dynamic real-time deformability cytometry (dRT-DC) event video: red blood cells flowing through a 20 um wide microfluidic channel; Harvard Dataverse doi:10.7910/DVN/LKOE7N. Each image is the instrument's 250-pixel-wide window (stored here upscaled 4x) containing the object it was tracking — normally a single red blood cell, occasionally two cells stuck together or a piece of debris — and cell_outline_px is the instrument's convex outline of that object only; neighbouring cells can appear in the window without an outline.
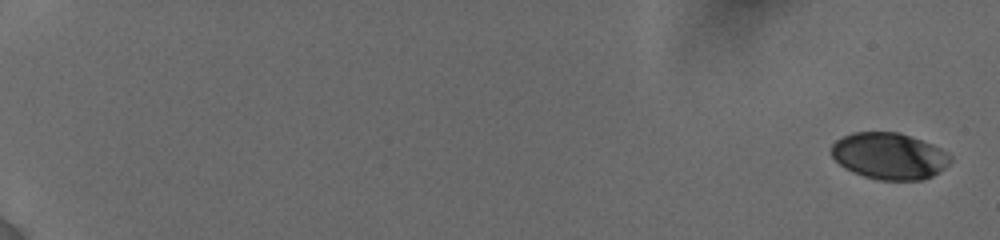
{"species": "human", "species_latin": "Homo sapiens", "temperature_condition": "cold", "stored_images_in_passage": 34, "camera_frame_rate_fps": 3000, "um_per_image_px": 0.085, "donor": {"sex": "female"}, "frame": {"image": 1, "passage_image": 1, "time_ms": 0.0, "image_size_px": [1000, 240], "cell_outline_px": [[952, 160], [944, 168], [932, 176], [924, 180], [880, 180], [864, 176], [852, 172], [844, 168], [832, 156], [832, 144], [836, 140], [852, 132], [900, 132], [932, 144], [940, 148], [952, 156]], "centroid_in_image_um": [75.6, 13.26], "position_along_channel_um": 9.4, "area_um2": 32.31}}
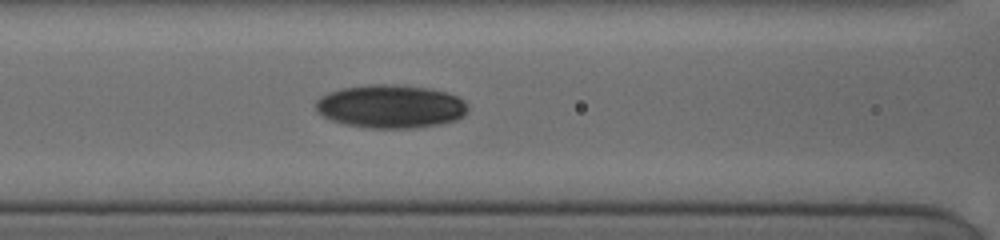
{"frame": {"image": 2, "passage_image": 25, "time_ms": 9.0, "image_size_px": [1000, 240], "cell_outline_px": [[468, 108], [464, 116], [456, 120], [440, 124], [416, 128], [368, 128], [344, 124], [332, 120], [316, 112], [316, 100], [320, 96], [328, 92], [340, 88], [368, 84], [396, 84], [428, 88], [444, 92], [456, 96], [464, 100]], "centroid_in_image_um": [33.18, 9.04], "position_along_channel_um": 133.4, "area_um2": 38.67}}
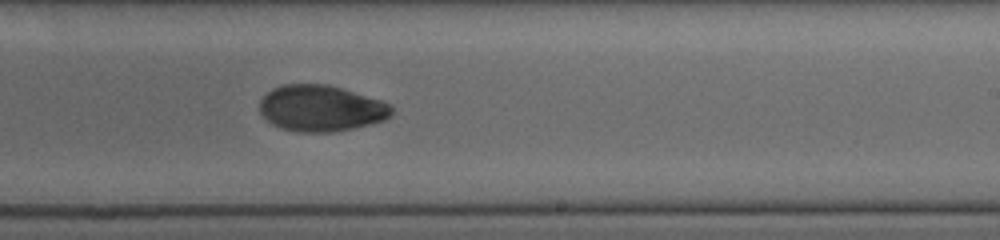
{"frame": {"image": 3, "passage_image": 34, "time_ms": 12.333, "image_size_px": [1000, 240], "cell_outline_px": [[392, 116], [384, 120], [336, 132], [296, 132], [280, 128], [272, 124], [260, 112], [260, 100], [272, 88], [284, 84], [328, 84], [384, 100], [392, 104]], "centroid_in_image_um": [27.31, 9.2], "position_along_channel_um": 261.7, "area_um2": 35.78}}